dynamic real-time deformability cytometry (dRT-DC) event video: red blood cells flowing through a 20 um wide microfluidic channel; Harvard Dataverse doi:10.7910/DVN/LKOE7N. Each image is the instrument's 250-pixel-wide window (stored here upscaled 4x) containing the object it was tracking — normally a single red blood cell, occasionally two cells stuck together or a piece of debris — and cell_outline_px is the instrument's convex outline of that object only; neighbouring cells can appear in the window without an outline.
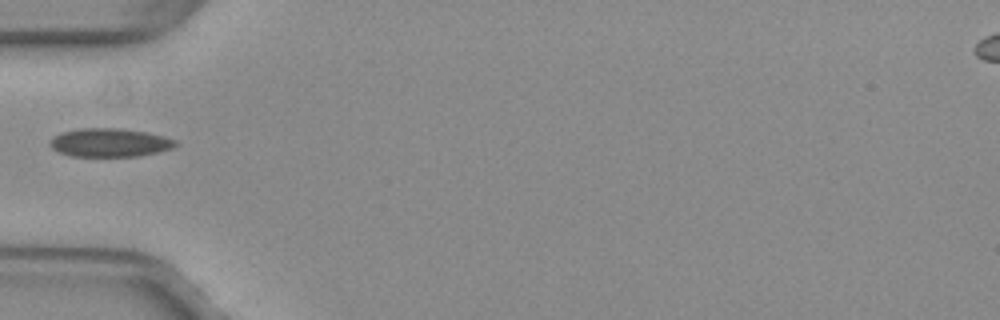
{"species": "common noctule bat (a hibernating species)", "species_latin": "Nyctalus noctula", "temperature_condition": "warm", "stored_images_in_passage": 11, "camera_frame_rate_fps": 3000, "um_per_image_px": 0.085, "animal": {"sex": "female", "body_mass_g": 29.2, "forearm_length_mm": 56.3}, "frame": {"image": 1, "passage_image": 1, "time_ms": 0.0, "image_size_px": [1000, 320], "cell_outline_px": [[180, 144], [172, 148], [140, 156], [72, 156], [60, 152], [52, 148], [48, 144], [52, 136], [60, 132], [80, 128], [120, 128], [148, 132], [164, 136], [176, 140]], "centroid_in_image_um": [9.32, 12.11], "position_along_channel_um": 75.7, "area_um2": 21.04}}
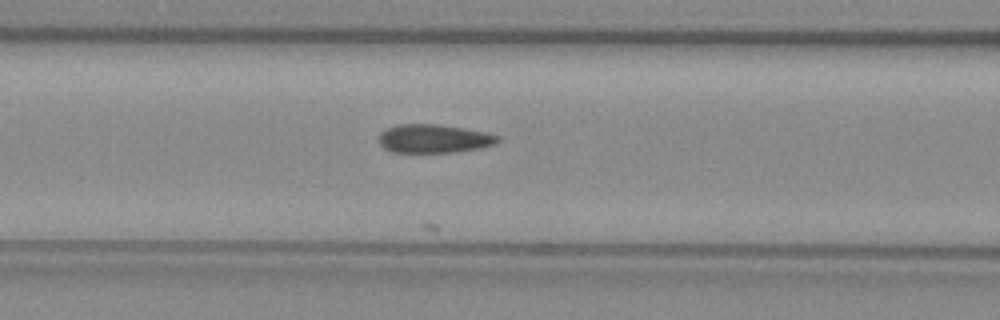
{"frame": {"image": 2, "passage_image": 5, "time_ms": 1.333, "image_size_px": [1000, 320], "cell_outline_px": [[500, 140], [496, 144], [480, 148], [456, 152], [392, 152], [384, 148], [376, 140], [380, 132], [396, 124], [440, 124], [484, 132], [500, 136]], "centroid_in_image_um": [36.85, 11.78], "position_along_channel_um": 129.7, "area_um2": 19.94}}